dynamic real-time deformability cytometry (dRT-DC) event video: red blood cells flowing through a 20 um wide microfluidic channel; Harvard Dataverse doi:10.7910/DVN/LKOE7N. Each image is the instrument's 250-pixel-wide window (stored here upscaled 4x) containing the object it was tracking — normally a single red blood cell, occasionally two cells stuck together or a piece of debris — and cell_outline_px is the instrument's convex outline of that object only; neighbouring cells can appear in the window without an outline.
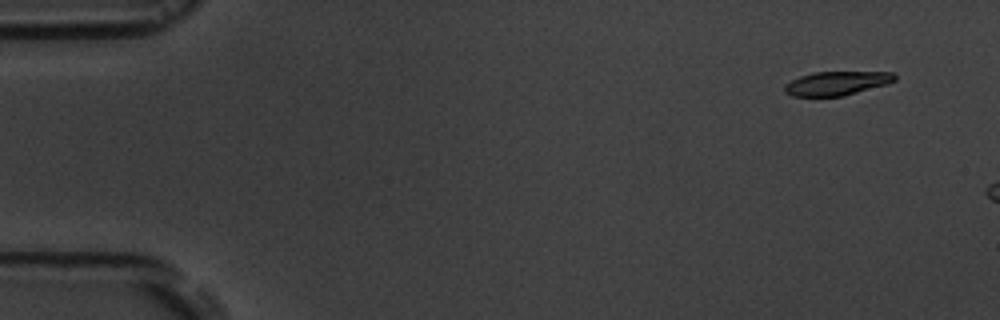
{"species": "common noctule bat (a hibernating species)", "species_latin": "Nyctalus noctula", "temperature_condition": "room temperature", "stored_images_in_passage": 3, "camera_frame_rate_fps": 3000, "um_per_image_px": 0.085, "animal": {"sex": "male", "body_mass_g": 19.5, "forearm_length_mm": 54.6}, "frame": {"image": 1, "passage_image": 1, "time_ms": 0.0, "image_size_px": [1000, 320], "cell_outline_px": [[896, 80], [888, 84], [844, 96], [792, 96], [784, 92], [784, 84], [800, 76], [812, 72], [892, 72], [896, 76]], "centroid_in_image_um": [71.12, 7.08], "position_along_channel_um": 13.9, "area_um2": 15.43}}